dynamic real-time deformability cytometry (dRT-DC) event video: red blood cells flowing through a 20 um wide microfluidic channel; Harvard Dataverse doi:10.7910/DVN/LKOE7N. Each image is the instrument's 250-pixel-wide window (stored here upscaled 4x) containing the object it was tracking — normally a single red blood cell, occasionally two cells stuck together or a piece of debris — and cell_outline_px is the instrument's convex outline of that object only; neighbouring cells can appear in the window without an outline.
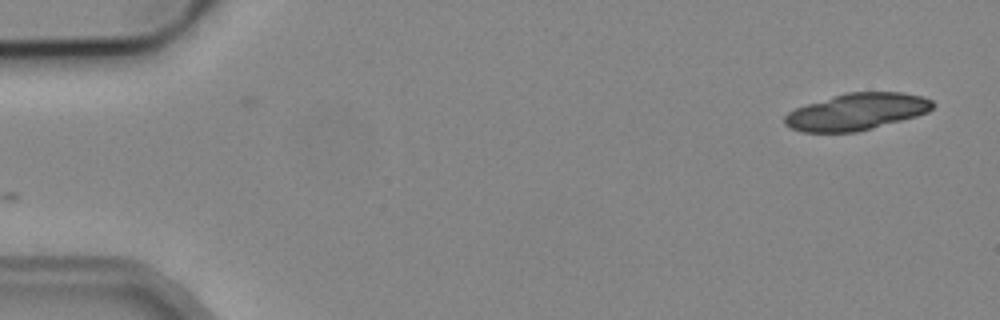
{"species": "common noctule bat (a hibernating species)", "species_latin": "Nyctalus noctula", "temperature_condition": "cold", "stored_images_in_passage": 16, "camera_frame_rate_fps": 3000, "um_per_image_px": 0.085, "animal": {"sex": "male", "body_mass_g": 19.2, "forearm_length_mm": 51.8}, "frame": {"image": 1, "passage_image": 1, "time_ms": 0.0, "image_size_px": [1000, 320], "cell_outline_px": [[936, 104], [928, 112], [916, 116], [872, 128], [856, 132], [800, 132], [784, 124], [784, 116], [788, 112], [796, 108], [808, 104], [848, 92], [900, 92], [920, 96], [932, 100]], "centroid_in_image_um": [72.82, 9.5], "position_along_channel_um": 12.2, "area_um2": 31.39}}